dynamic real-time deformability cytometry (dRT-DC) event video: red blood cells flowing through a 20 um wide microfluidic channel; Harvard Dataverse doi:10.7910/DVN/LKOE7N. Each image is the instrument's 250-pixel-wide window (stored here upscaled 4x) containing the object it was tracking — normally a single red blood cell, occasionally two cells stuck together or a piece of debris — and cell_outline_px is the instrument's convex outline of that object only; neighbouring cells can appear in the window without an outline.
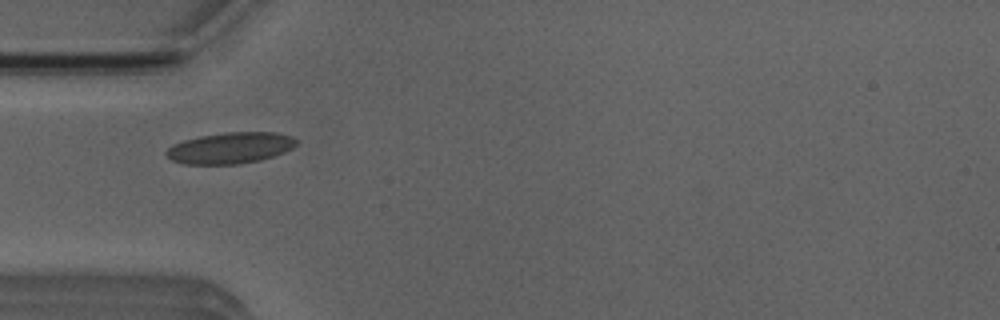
{"species": "Egyptian fruit bat (a non-hibernating species)", "species_latin": "Rousettus aegyptiacus", "temperature_condition": "room temperature", "stored_images_in_passage": 1, "camera_frame_rate_fps": 3000, "um_per_image_px": 0.085, "animal": {"sex": "male"}, "frame": {"image": 1, "passage_image": 1, "time_ms": 0.0, "image_size_px": [1000, 320], "cell_outline_px": [[296, 144], [292, 148], [284, 152], [260, 160], [240, 164], [184, 164], [172, 160], [164, 152], [172, 144], [184, 140], [200, 136], [228, 132], [276, 132], [292, 136], [296, 140]], "centroid_in_image_um": [19.57, 12.57], "position_along_channel_um": 65.4, "area_um2": 23.58}}